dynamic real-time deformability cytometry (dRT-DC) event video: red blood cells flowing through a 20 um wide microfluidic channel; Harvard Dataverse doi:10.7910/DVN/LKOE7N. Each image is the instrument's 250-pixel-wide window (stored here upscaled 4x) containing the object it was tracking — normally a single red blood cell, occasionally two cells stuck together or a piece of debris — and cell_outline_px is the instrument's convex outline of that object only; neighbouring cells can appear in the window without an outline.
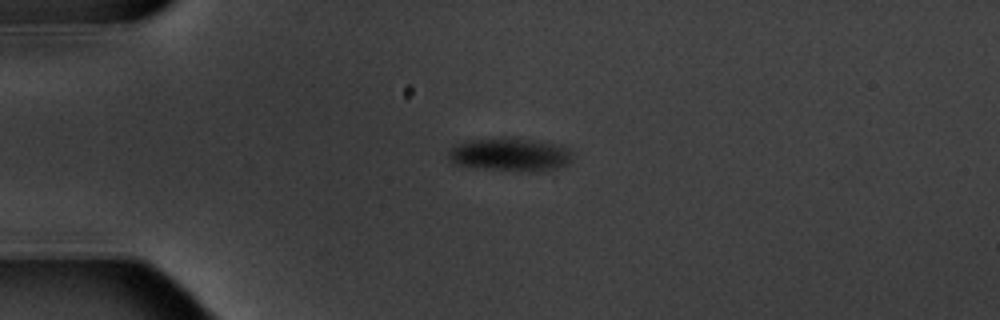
{"species": "common noctule bat (a hibernating species)", "species_latin": "Nyctalus noctula", "temperature_condition": "warm", "stored_images_in_passage": 1, "camera_frame_rate_fps": 3000, "um_per_image_px": 0.085, "animal": {"sex": "male", "body_mass_g": 20.1, "forearm_length_mm": 53.5}, "frame": {"image": 1, "passage_image": 1, "time_ms": 0.0, "image_size_px": [1000, 320], "cell_outline_px": [[572, 160], [564, 168], [536, 172], [528, 172], [484, 168], [452, 164], [448, 156], [448, 152], [456, 144], [472, 140], [500, 136], [532, 140], [552, 144], [568, 148], [572, 156]], "centroid_in_image_um": [43.38, 13.15], "position_along_channel_um": 41.6, "area_um2": 24.28}}